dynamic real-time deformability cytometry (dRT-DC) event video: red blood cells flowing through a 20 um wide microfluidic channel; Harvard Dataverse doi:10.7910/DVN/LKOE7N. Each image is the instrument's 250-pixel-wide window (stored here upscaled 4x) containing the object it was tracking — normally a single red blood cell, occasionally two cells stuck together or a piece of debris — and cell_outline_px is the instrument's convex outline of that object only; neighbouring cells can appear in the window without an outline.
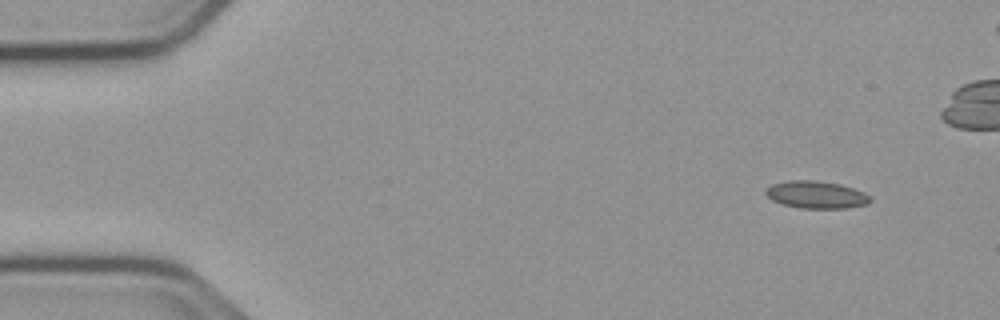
{"species": "common noctule bat (a hibernating species)", "species_latin": "Nyctalus noctula", "temperature_condition": "cold", "stored_images_in_passage": 52, "camera_frame_rate_fps": 3000, "um_per_image_px": 0.085, "animal": {"sex": "male", "body_mass_g": 23.1, "forearm_length_mm": 52.7}, "frame": {"image": 1, "passage_image": 1, "time_ms": 0.0, "image_size_px": [1000, 320], "cell_outline_px": [[872, 200], [868, 204], [844, 208], [800, 208], [780, 204], [772, 200], [764, 192], [764, 188], [772, 184], [788, 180], [816, 180], [840, 184], [864, 192], [872, 196]], "centroid_in_image_um": [69.36, 16.55], "position_along_channel_um": 15.6, "area_um2": 16.88}}
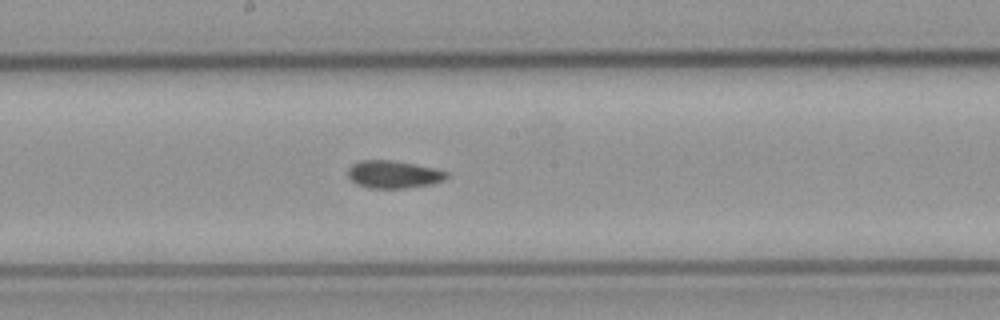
{"frame": {"image": 2, "passage_image": 25, "time_ms": 8.0, "image_size_px": [1000, 320], "cell_outline_px": [[448, 176], [444, 180], [432, 184], [404, 188], [368, 188], [356, 184], [348, 176], [348, 168], [352, 164], [360, 160], [392, 160], [432, 168], [448, 172]], "centroid_in_image_um": [33.42, 14.83], "position_along_channel_um": 214.8, "area_um2": 15.78}}
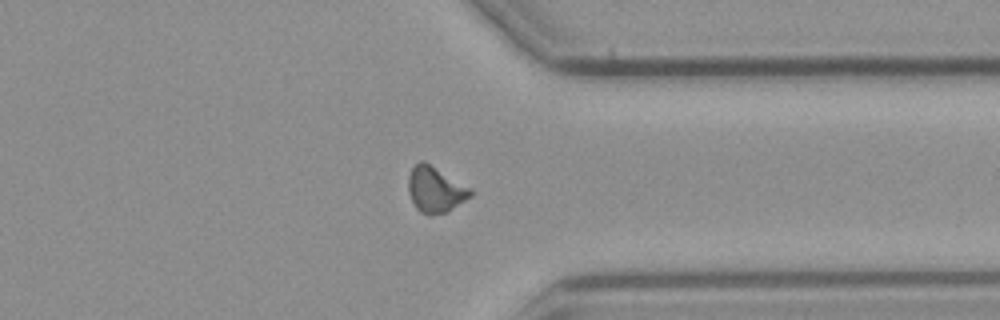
{"frame": {"image": 3, "passage_image": 38, "time_ms": 12.333, "image_size_px": [1000, 320], "cell_outline_px": [[472, 196], [448, 212], [432, 216], [428, 216], [420, 212], [416, 208], [408, 192], [408, 176], [412, 168], [420, 160], [424, 160], [472, 188]], "centroid_in_image_um": [37.01, 16.12], "position_along_channel_um": 374.4, "area_um2": 16.94}, "authors_computed_cell_mechanics": {"area_um2": 15.7216, "velocity_mm_per_s": 3.7761, "shape_relaxation_time_tau1_ms": null, "shape_relaxation_time_tau2_ms": 3.2812, "deformation_change_tau1": null, "deformation_change_tau2": 0.0852}}